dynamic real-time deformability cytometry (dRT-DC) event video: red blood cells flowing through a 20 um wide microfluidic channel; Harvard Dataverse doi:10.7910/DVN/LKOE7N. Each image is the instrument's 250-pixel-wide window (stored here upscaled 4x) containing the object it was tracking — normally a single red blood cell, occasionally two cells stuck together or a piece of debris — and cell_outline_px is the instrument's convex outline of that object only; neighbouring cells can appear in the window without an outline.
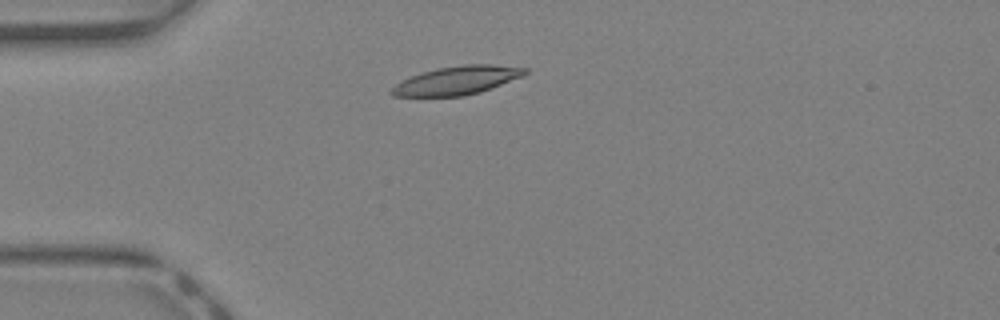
{"species": "Egyptian fruit bat (a non-hibernating species)", "species_latin": "Rousettus aegyptiacus", "temperature_condition": "warm", "stored_images_in_passage": 36, "camera_frame_rate_fps": 3000, "um_per_image_px": 0.085, "animal": {"sex": "female"}, "frame": {"image": 1, "passage_image": 6, "time_ms": 1.667, "image_size_px": [1000, 320], "cell_outline_px": [[528, 72], [520, 76], [480, 92], [464, 96], [392, 96], [388, 92], [396, 84], [412, 76], [436, 68], [464, 64], [496, 64], [528, 68]], "centroid_in_image_um": [38.83, 6.83], "position_along_channel_um": 46.2, "area_um2": 21.85}}
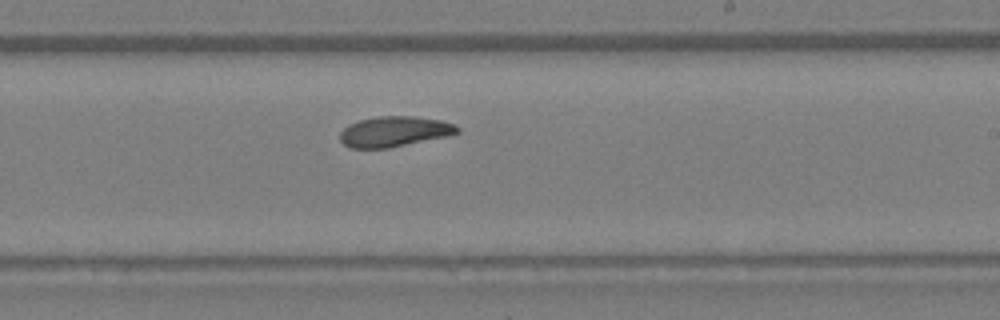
{"frame": {"image": 2, "passage_image": 20, "time_ms": 6.333, "image_size_px": [1000, 320], "cell_outline_px": [[460, 132], [448, 136], [388, 148], [348, 148], [340, 140], [340, 132], [348, 124], [360, 120], [380, 116], [412, 116], [440, 120], [456, 124], [460, 128]], "centroid_in_image_um": [33.53, 11.18], "position_along_channel_um": 255.5, "area_um2": 20.81}}
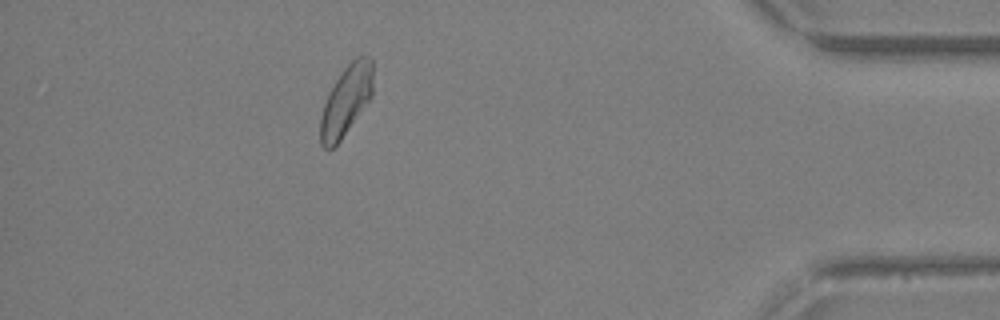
{"frame": {"image": 3, "passage_image": 32, "time_ms": 10.333, "image_size_px": [1000, 320], "cell_outline_px": [[372, 96], [340, 140], [332, 148], [324, 148], [320, 144], [320, 116], [328, 92], [344, 68], [356, 56], [372, 56]], "centroid_in_image_um": [29.41, 8.53], "position_along_channel_um": 405.8, "area_um2": 21.27}, "authors_computed_cell_mechanics": {"area_um2": 21.3571, "velocity_mm_per_s": 4.9311, "shape_relaxation_time_tau1_ms": 4.6062, "shape_relaxation_time_tau2_ms": 3.4286, "deformation_change_tau1": 0.157, "deformation_change_tau2": 0.104}}